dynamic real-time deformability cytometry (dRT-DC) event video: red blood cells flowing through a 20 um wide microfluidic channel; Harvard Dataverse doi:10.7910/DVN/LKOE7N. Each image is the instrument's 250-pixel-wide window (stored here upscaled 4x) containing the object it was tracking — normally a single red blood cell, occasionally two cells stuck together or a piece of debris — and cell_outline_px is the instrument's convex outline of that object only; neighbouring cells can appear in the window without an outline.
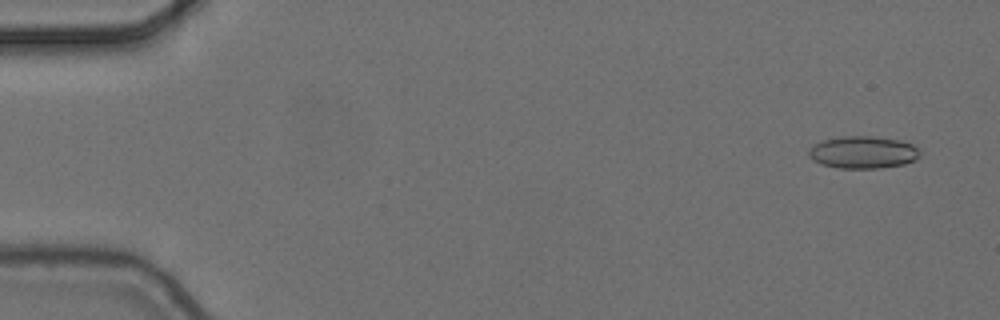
{"species": "common noctule bat (a hibernating species)", "species_latin": "Nyctalus noctula", "temperature_condition": "cold", "stored_images_in_passage": 4, "camera_frame_rate_fps": 3000, "um_per_image_px": 0.085, "animal": {"sex": "female", "body_mass_g": 24.6, "forearm_length_mm": 56.2}, "frame": {"image": 1, "passage_image": 1, "time_ms": 0.0, "image_size_px": [1000, 320], "cell_outline_px": [[920, 156], [916, 160], [904, 164], [880, 168], [840, 168], [820, 164], [812, 160], [808, 156], [808, 152], [816, 144], [824, 140], [840, 136], [876, 136], [900, 140], [912, 144], [920, 152]], "centroid_in_image_um": [73.37, 12.95], "position_along_channel_um": 11.6, "area_um2": 20.98}}
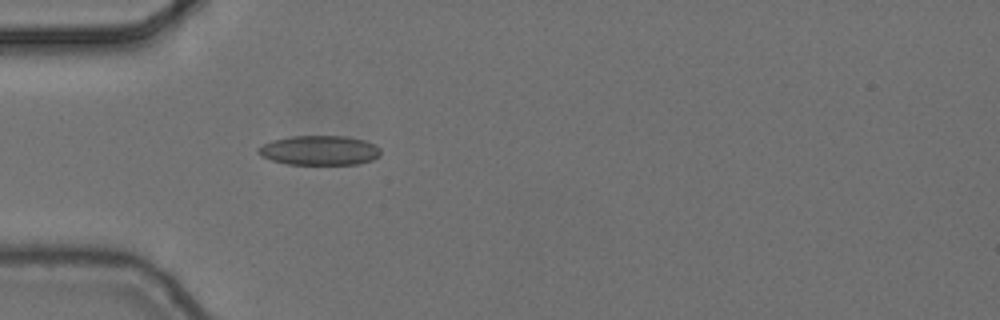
{"frame": {"image": 2, "passage_image": 4, "time_ms": 1.0, "image_size_px": [1000, 320], "cell_outline_px": [[380, 156], [372, 160], [356, 164], [288, 164], [272, 160], [260, 156], [256, 152], [256, 148], [272, 140], [292, 136], [348, 136], [364, 140], [380, 148]], "centroid_in_image_um": [27.13, 12.78], "position_along_channel_um": 57.9, "area_um2": 21.1}}